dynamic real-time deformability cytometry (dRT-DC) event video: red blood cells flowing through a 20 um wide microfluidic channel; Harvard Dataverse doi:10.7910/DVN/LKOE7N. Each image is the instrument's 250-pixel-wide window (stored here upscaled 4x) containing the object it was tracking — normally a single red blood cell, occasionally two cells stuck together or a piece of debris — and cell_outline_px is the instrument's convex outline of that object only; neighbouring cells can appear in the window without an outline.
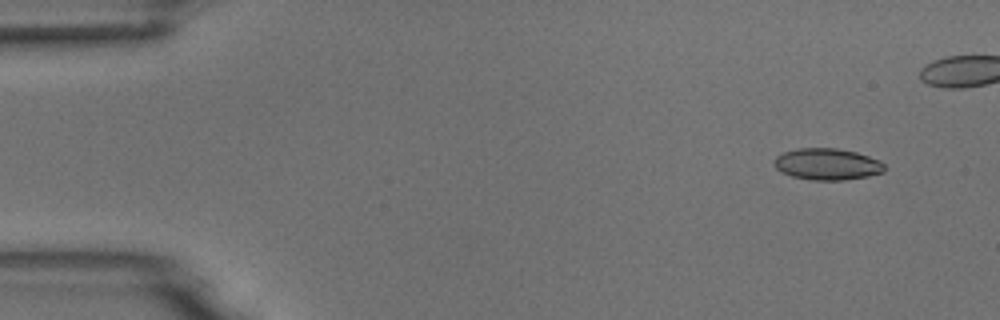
{"species": "common noctule bat (a hibernating species)", "species_latin": "Nyctalus noctula", "temperature_condition": "room temperature", "stored_images_in_passage": 7, "camera_frame_rate_fps": 3000, "um_per_image_px": 0.085, "animal": {"sex": "male", "body_mass_g": 18.8}, "frame": {"image": 1, "passage_image": 1, "time_ms": 0.0, "image_size_px": [1000, 320], "cell_outline_px": [[884, 172], [868, 176], [844, 180], [812, 180], [792, 176], [776, 168], [772, 160], [780, 152], [796, 148], [836, 148], [856, 152], [880, 160], [884, 164]], "centroid_in_image_um": [70.29, 13.94], "position_along_channel_um": 14.7, "area_um2": 20.4}}